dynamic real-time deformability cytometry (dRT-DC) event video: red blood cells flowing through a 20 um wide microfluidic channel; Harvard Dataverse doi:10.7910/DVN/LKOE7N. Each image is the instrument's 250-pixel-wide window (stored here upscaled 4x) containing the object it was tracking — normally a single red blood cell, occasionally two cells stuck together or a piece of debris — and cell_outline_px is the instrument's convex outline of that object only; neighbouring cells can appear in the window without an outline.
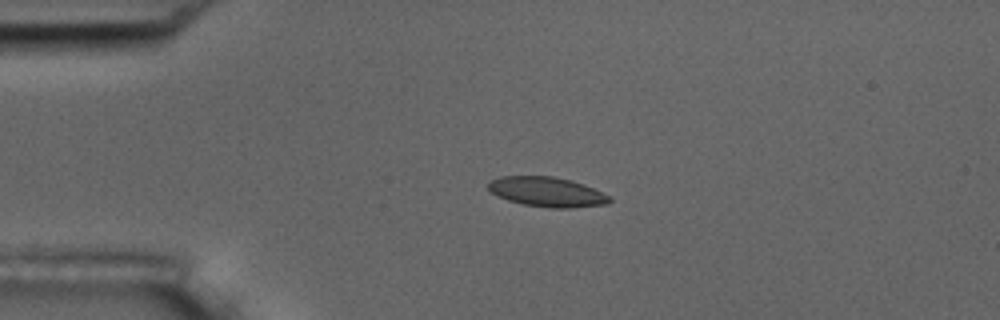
{"species": "common noctule bat (a hibernating species)", "species_latin": "Nyctalus noctula", "temperature_condition": "room temperature", "stored_images_in_passage": 2, "camera_frame_rate_fps": 3000, "um_per_image_px": 0.085, "animal": {"sex": "male", "body_mass_g": 17.5, "forearm_length_mm": 52.3}, "frame": {"image": 1, "passage_image": 1, "time_ms": 0.0, "image_size_px": [1000, 320], "cell_outline_px": [[612, 200], [604, 204], [568, 208], [552, 208], [524, 204], [508, 200], [496, 196], [488, 188], [488, 184], [492, 180], [500, 176], [552, 176], [572, 180], [584, 184], [608, 196]], "centroid_in_image_um": [46.46, 16.3], "position_along_channel_um": 38.5, "area_um2": 20.75}}